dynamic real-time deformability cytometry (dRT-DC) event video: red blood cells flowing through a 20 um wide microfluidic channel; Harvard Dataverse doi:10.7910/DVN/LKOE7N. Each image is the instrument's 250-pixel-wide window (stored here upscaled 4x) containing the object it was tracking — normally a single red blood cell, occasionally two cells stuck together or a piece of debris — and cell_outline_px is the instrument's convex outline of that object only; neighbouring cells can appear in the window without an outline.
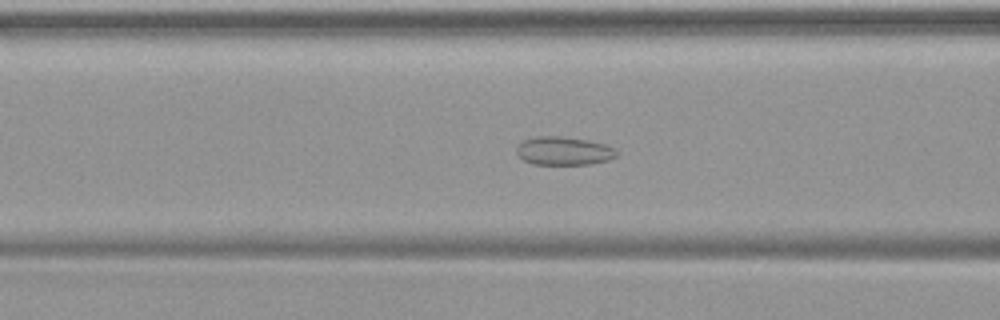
{"species": "common noctule bat (a hibernating species)", "species_latin": "Nyctalus noctula", "temperature_condition": "warm", "stored_images_in_passage": 49, "camera_frame_rate_fps": 3000, "um_per_image_px": 0.085, "animal": {"sex": "female", "body_mass_g": 19.9}, "frame": {"image": 1, "passage_image": 19, "time_ms": 6.0, "image_size_px": [1000, 320], "cell_outline_px": [[620, 152], [616, 156], [608, 160], [588, 164], [532, 164], [524, 160], [516, 152], [516, 148], [524, 140], [536, 136], [560, 136], [588, 140], [608, 144], [616, 148]], "centroid_in_image_um": [47.97, 12.82], "position_along_channel_um": 118.6, "area_um2": 16.65}}
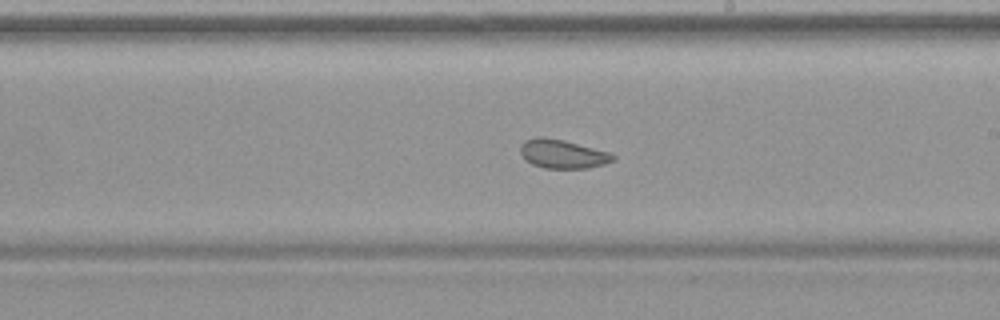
{"frame": {"image": 2, "passage_image": 28, "time_ms": 9.0, "image_size_px": [1000, 320], "cell_outline_px": [[616, 160], [604, 164], [588, 168], [544, 168], [532, 164], [524, 160], [520, 152], [520, 144], [524, 140], [536, 136], [544, 136], [564, 140], [608, 152], [616, 156]], "centroid_in_image_um": [47.78, 13.08], "position_along_channel_um": 241.2, "area_um2": 15.72}}
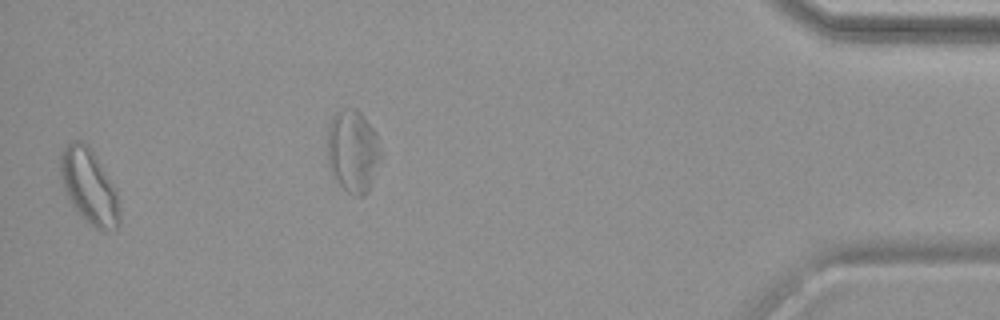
{"frame": {"image": 3, "passage_image": 48, "time_ms": 15.667, "image_size_px": [1000, 320], "cell_outline_px": [[120, 224], [116, 228], [104, 232], [96, 228], [84, 220], [68, 200], [60, 176], [60, 152], [72, 140], [80, 140], [88, 144], [92, 148], [116, 188], [120, 208]], "centroid_in_image_um": [7.59, 15.84], "position_along_channel_um": 427.6, "area_um2": 26.3}}